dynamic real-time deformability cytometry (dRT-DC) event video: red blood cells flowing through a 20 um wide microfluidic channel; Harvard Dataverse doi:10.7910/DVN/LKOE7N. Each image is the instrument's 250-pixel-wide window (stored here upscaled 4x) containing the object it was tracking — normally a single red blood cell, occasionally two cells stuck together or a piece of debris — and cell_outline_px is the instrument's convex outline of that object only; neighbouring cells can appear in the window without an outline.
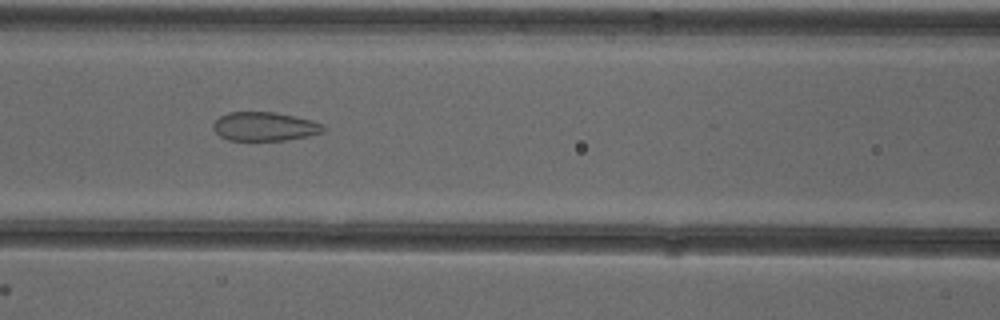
{"species": "common noctule bat (a hibernating species)", "species_latin": "Nyctalus noctula", "temperature_condition": "cold", "stored_images_in_passage": 27, "camera_frame_rate_fps": 3000, "um_per_image_px": 0.085, "animal": {"sex": "female"}, "frame": {"image": 1, "passage_image": 7, "time_ms": 2.0, "image_size_px": [1000, 320], "cell_outline_px": [[324, 132], [308, 136], [284, 140], [228, 140], [220, 136], [212, 128], [212, 124], [220, 116], [228, 112], [276, 112], [296, 116], [312, 120], [324, 124]], "centroid_in_image_um": [22.5, 10.74], "position_along_channel_um": 144.1, "area_um2": 18.61}}
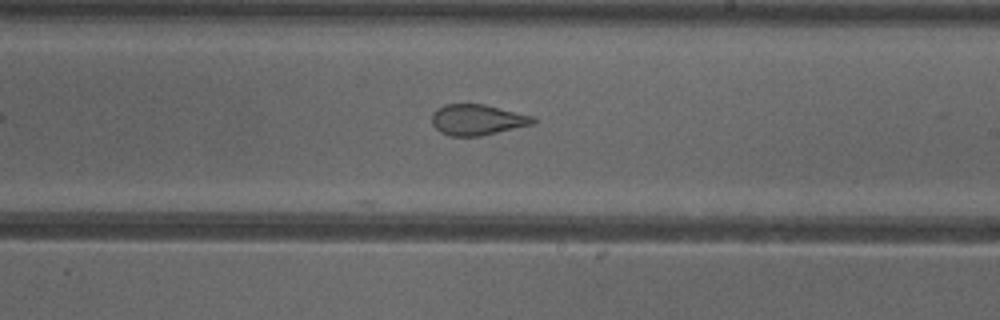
{"frame": {"image": 2, "passage_image": 15, "time_ms": 4.667, "image_size_px": [1000, 320], "cell_outline_px": [[536, 124], [480, 136], [452, 136], [440, 132], [432, 124], [432, 112], [436, 108], [444, 104], [484, 104], [532, 116], [536, 120]], "centroid_in_image_um": [40.56, 10.18], "position_along_channel_um": 248.4, "area_um2": 18.21}}
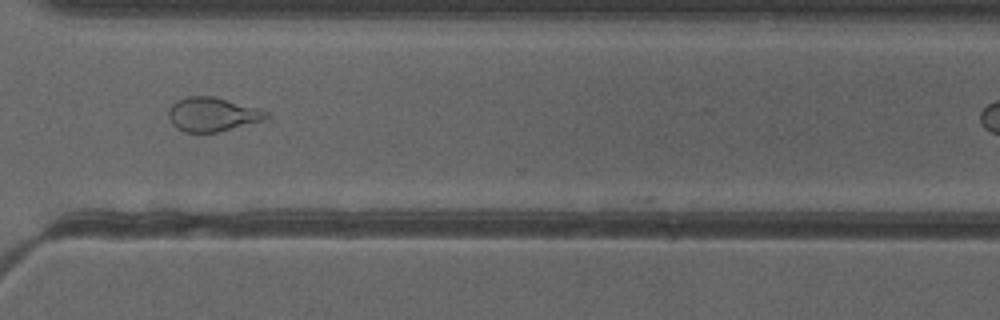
{"frame": {"image": 3, "passage_image": 23, "time_ms": 7.333, "image_size_px": [1000, 320], "cell_outline_px": [[268, 116], [264, 120], [216, 132], [184, 132], [176, 128], [172, 124], [168, 116], [168, 108], [176, 100], [188, 96], [212, 96], [256, 108], [268, 112]], "centroid_in_image_um": [17.98, 9.72], "position_along_channel_um": 352.6, "area_um2": 19.13}}